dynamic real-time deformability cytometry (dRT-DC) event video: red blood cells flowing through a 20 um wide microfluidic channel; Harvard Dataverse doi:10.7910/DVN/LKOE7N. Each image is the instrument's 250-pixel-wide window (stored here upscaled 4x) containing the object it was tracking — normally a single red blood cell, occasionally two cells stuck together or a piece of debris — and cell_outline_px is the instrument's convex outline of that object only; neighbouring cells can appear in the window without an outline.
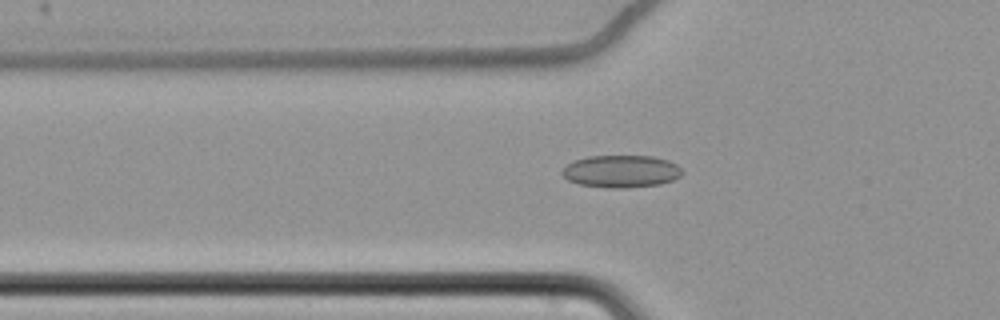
{"species": "common noctule bat (a hibernating species)", "species_latin": "Nyctalus noctula", "temperature_condition": "cold", "stored_images_in_passage": 60, "camera_frame_rate_fps": 3000, "um_per_image_px": 0.085, "animal": {"sex": "female", "body_mass_g": 22.7, "forearm_length_mm": 54.2}, "frame": {"image": 1, "passage_image": 24, "time_ms": 7.667, "image_size_px": [1000, 320], "cell_outline_px": [[684, 172], [680, 176], [672, 180], [660, 184], [624, 188], [604, 188], [580, 184], [568, 180], [560, 172], [568, 164], [576, 160], [588, 156], [652, 156], [668, 160], [676, 164]], "centroid_in_image_um": [52.81, 14.57], "position_along_channel_um": 73.0, "area_um2": 22.6}}
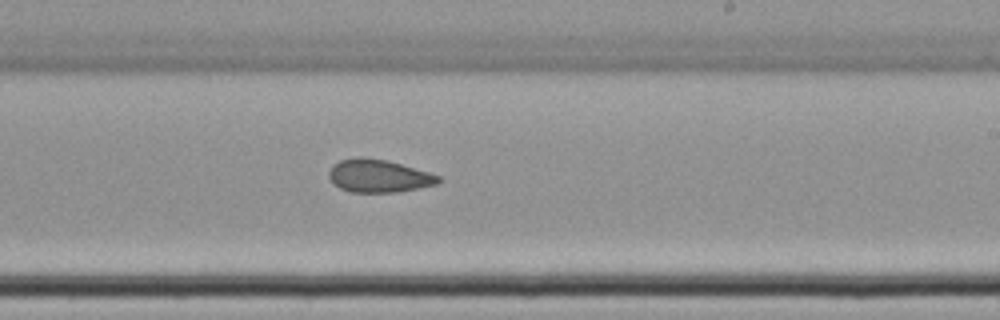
{"frame": {"image": 2, "passage_image": 40, "time_ms": 13.0, "image_size_px": [1000, 320], "cell_outline_px": [[444, 180], [436, 184], [400, 192], [352, 192], [340, 188], [328, 176], [328, 172], [332, 164], [340, 160], [360, 156], [364, 156], [384, 160], [400, 164], [428, 172], [440, 176]], "centroid_in_image_um": [32.18, 14.95], "position_along_channel_um": 256.8, "area_um2": 20.92}}
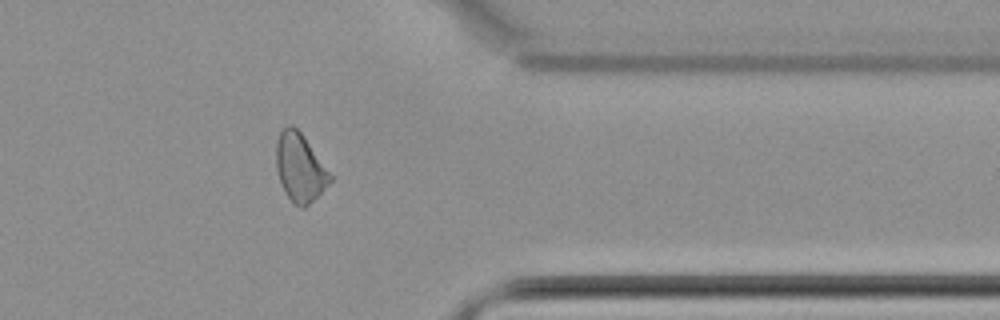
{"frame": {"image": 3, "passage_image": 52, "time_ms": 17.0, "image_size_px": [1000, 320], "cell_outline_px": [[332, 180], [304, 208], [296, 204], [288, 196], [280, 180], [276, 168], [276, 140], [280, 132], [288, 124], [292, 124], [304, 136], [332, 176]], "centroid_in_image_um": [25.47, 14.19], "position_along_channel_um": 385.9, "area_um2": 20.87}}